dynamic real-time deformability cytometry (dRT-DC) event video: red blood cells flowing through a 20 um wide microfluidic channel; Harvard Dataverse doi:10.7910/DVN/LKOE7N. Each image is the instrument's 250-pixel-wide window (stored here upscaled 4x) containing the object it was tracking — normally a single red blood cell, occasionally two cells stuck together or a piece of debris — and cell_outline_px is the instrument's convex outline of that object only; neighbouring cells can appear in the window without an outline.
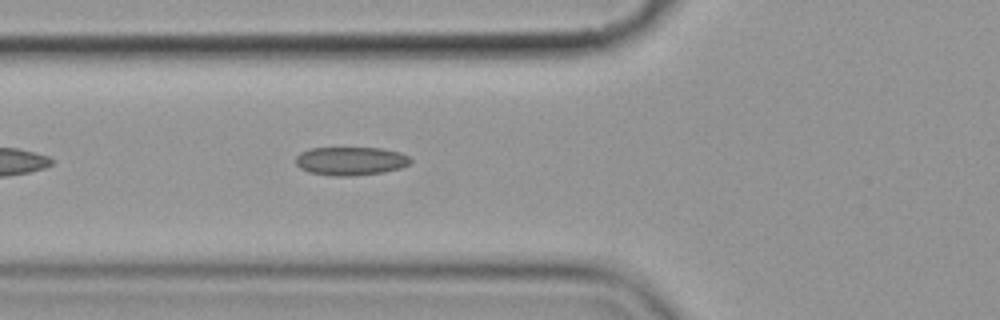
{"species": "common noctule bat (a hibernating species)", "species_latin": "Nyctalus noctula", "temperature_condition": "cold", "stored_images_in_passage": 6, "camera_frame_rate_fps": 3000, "um_per_image_px": 0.085, "animal": {"sex": "female", "body_mass_g": 19.9}, "frame": {"image": 1, "passage_image": 6, "time_ms": 6.0, "image_size_px": [1000, 320], "cell_outline_px": [[412, 164], [400, 168], [384, 172], [352, 176], [332, 176], [308, 172], [300, 168], [296, 164], [296, 156], [300, 152], [308, 148], [380, 148], [400, 152], [408, 156], [412, 160]], "centroid_in_image_um": [29.81, 13.69], "position_along_channel_um": 96.0, "area_um2": 19.25}}